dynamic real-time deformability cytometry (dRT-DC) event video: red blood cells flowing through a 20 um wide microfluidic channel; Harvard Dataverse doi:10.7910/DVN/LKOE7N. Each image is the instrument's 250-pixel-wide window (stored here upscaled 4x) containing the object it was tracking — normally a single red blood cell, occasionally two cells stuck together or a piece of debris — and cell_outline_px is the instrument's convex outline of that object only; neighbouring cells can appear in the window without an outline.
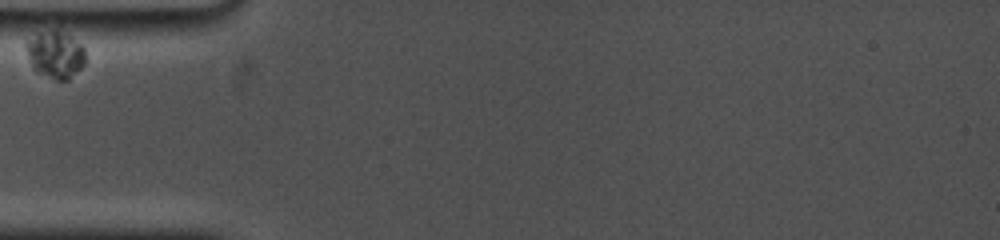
{"species": "common noctule bat (a hibernating species)", "species_latin": "Nyctalus noctula", "temperature_condition": "cold", "stored_images_in_passage": 4, "camera_frame_rate_fps": 5000, "um_per_image_px": 0.085, "animal": {"sex": "female", "body_mass_g": 19.0, "forearm_length_mm": 53.3}, "frame": {"image": 1, "passage_image": 1, "time_ms": 0.0, "image_size_px": [1000, 240], "cell_outline_px": [[84, 64], [68, 80], [56, 80], [32, 68], [24, 44], [36, 32], [56, 28], [72, 36], [84, 48]], "centroid_in_image_um": [4.68, 4.58], "position_along_channel_um": 80.3, "area_um2": 16.36}}
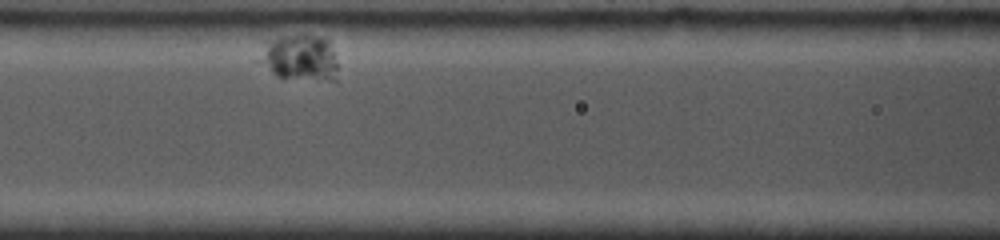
{"frame": {"image": 2, "passage_image": 4, "time_ms": 2.4, "image_size_px": [1000, 240], "cell_outline_px": [[336, 80], [328, 80], [276, 76], [268, 60], [268, 44], [272, 40], [280, 36], [300, 32], [304, 32], [320, 36], [328, 40], [336, 64]], "centroid_in_image_um": [25.69, 4.84], "position_along_channel_um": 140.9, "area_um2": 19.48}}